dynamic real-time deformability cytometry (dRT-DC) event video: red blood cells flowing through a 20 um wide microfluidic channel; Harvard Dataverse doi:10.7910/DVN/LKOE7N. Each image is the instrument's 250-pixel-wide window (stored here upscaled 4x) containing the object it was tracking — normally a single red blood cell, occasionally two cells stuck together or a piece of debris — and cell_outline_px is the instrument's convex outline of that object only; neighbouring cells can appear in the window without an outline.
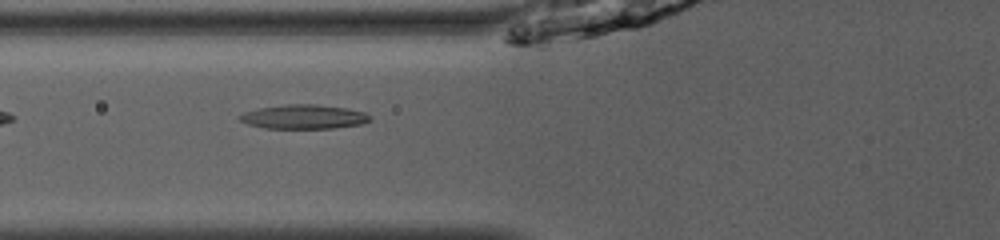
{"species": "common noctule bat (a hibernating species)", "species_latin": "Nyctalus noctula", "temperature_condition": "room temperature", "stored_images_in_passage": 34, "camera_frame_rate_fps": 3000, "um_per_image_px": 0.085, "animal": {"sex": "male", "body_mass_g": 13.0, "forearm_length_mm": 53.1}, "frame": {"image": 1, "passage_image": 5, "time_ms": 1.333, "image_size_px": [1000, 240], "cell_outline_px": [[372, 120], [364, 124], [332, 128], [264, 128], [248, 124], [240, 120], [236, 116], [244, 112], [260, 108], [284, 104], [316, 104], [344, 108], [364, 112]], "centroid_in_image_um": [25.8, 9.93], "position_along_channel_um": 100.0, "area_um2": 18.32}}
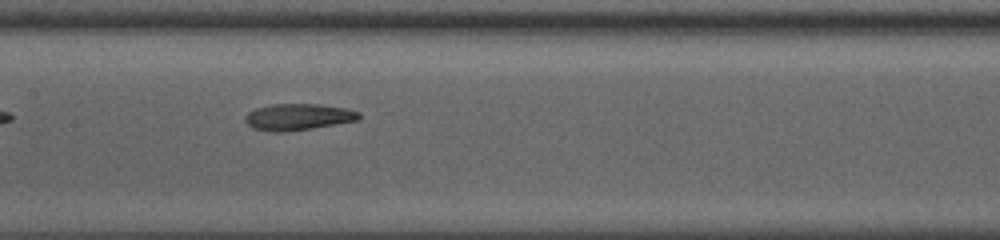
{"frame": {"image": 2, "passage_image": 11, "time_ms": 3.333, "image_size_px": [1000, 240], "cell_outline_px": [[360, 120], [312, 128], [284, 132], [268, 132], [252, 128], [244, 120], [244, 116], [248, 112], [256, 108], [272, 104], [320, 104], [344, 108], [360, 112]], "centroid_in_image_um": [25.31, 9.94], "position_along_channel_um": 182.1, "area_um2": 17.69}}
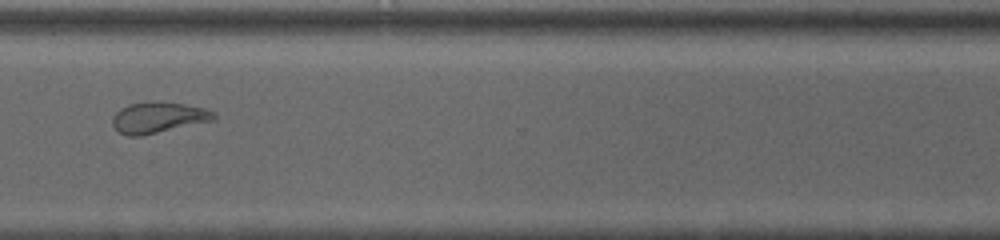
{"frame": {"image": 3, "passage_image": 24, "time_ms": 7.667, "image_size_px": [1000, 240], "cell_outline_px": [[216, 120], [140, 136], [128, 136], [120, 132], [112, 124], [112, 116], [120, 108], [128, 104], [184, 104], [204, 108], [216, 112]], "centroid_in_image_um": [13.48, 10.03], "position_along_channel_um": 357.1, "area_um2": 17.69}, "authors_computed_cell_mechanics": {"area_um2": 17.6001, "velocity_mm_per_s": 4.0687, "shape_relaxation_time_tau1_ms": 5.9942, "shape_relaxation_time_tau2_ms": 3.1041, "deformation_change_tau1": 0.1761, "deformation_change_tau2": 0.1086}}